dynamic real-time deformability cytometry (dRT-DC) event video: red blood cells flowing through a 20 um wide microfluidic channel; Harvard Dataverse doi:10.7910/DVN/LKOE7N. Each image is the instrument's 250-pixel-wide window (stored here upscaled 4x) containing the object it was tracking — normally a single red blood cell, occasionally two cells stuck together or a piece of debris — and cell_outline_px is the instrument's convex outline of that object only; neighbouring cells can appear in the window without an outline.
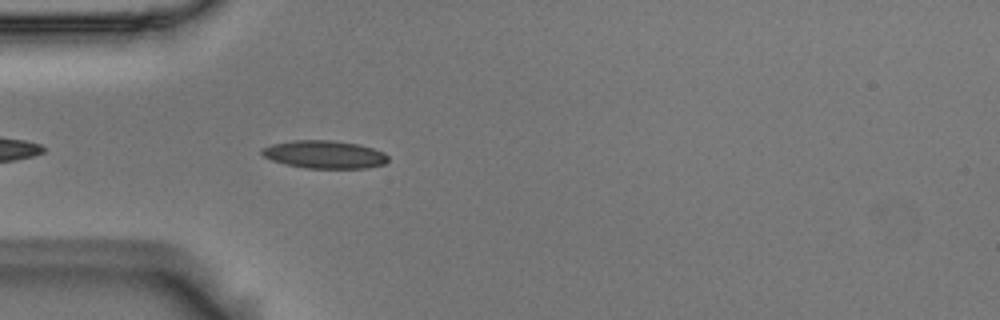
{"species": "Egyptian fruit bat (a non-hibernating species)", "species_latin": "Rousettus aegyptiacus", "temperature_condition": "room temperature", "stored_images_in_passage": 17, "camera_frame_rate_fps": 3000, "um_per_image_px": 0.085, "animal": {"sex": "male"}, "frame": {"image": 1, "passage_image": 4, "time_ms": 1.0, "image_size_px": [1000, 320], "cell_outline_px": [[388, 160], [384, 164], [364, 168], [304, 168], [284, 164], [272, 160], [264, 156], [260, 152], [260, 148], [272, 144], [292, 140], [332, 140], [356, 144], [372, 148], [384, 152], [388, 156]], "centroid_in_image_um": [27.54, 13.13], "position_along_channel_um": 57.5, "area_um2": 20.52}}
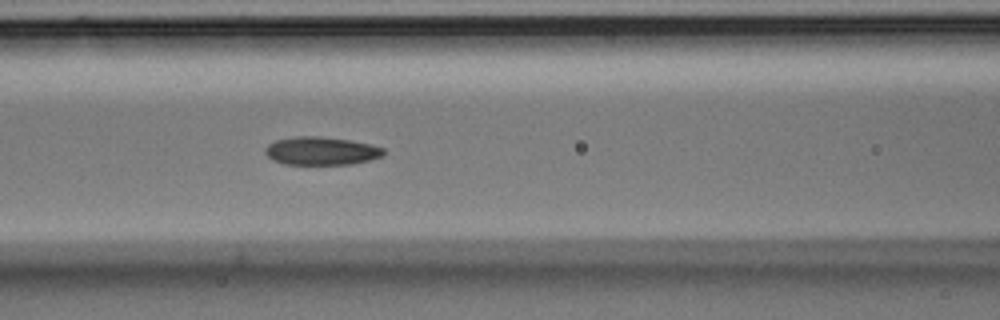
{"frame": {"image": 2, "passage_image": 11, "time_ms": 3.333, "image_size_px": [1000, 320], "cell_outline_px": [[384, 156], [352, 164], [284, 164], [272, 160], [264, 152], [264, 148], [268, 144], [276, 140], [296, 136], [320, 136], [348, 140], [368, 144], [384, 148]], "centroid_in_image_um": [27.27, 12.83], "position_along_channel_um": 139.3, "area_um2": 19.36}}
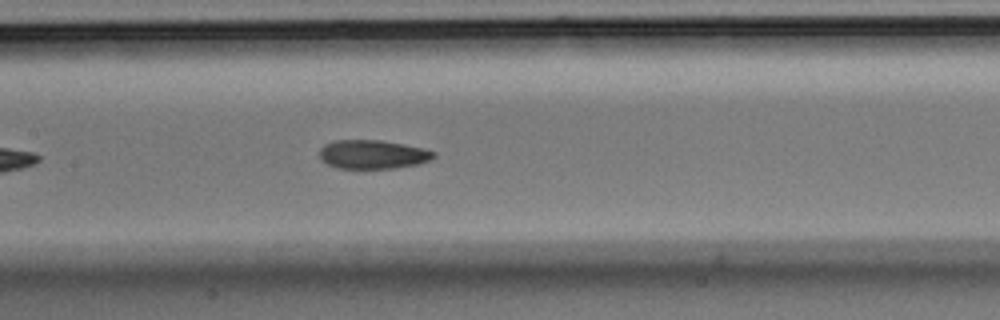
{"frame": {"image": 3, "passage_image": 14, "time_ms": 4.333, "image_size_px": [1000, 320], "cell_outline_px": [[436, 156], [428, 160], [416, 164], [392, 168], [336, 168], [320, 160], [320, 148], [324, 144], [332, 140], [380, 140], [404, 144], [424, 148], [436, 152]], "centroid_in_image_um": [31.65, 13.11], "position_along_channel_um": 175.8, "area_um2": 19.19}}